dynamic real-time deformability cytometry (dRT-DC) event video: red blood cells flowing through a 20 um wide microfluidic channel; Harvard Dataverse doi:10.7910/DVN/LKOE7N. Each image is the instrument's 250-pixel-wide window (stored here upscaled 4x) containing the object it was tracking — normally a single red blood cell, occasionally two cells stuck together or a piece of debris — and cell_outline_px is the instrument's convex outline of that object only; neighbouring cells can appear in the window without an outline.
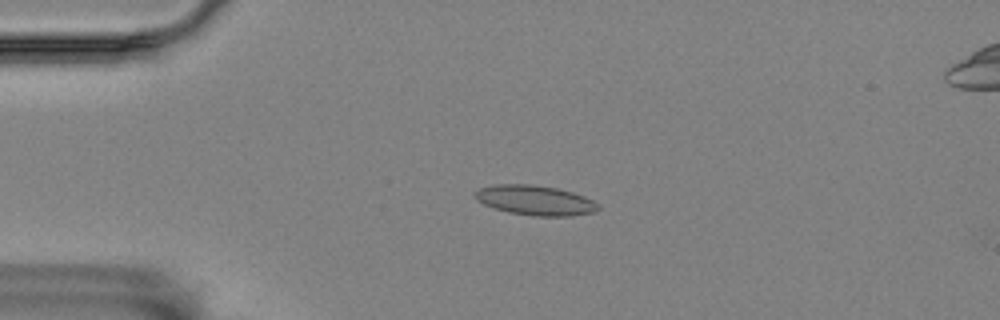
{"species": "Egyptian fruit bat (a non-hibernating species)", "species_latin": "Rousettus aegyptiacus", "temperature_condition": "room temperature", "stored_images_in_passage": 4, "camera_frame_rate_fps": 3000, "um_per_image_px": 0.085, "animal": {"sex": "female"}, "frame": {"image": 1, "passage_image": 2, "time_ms": 0.333, "image_size_px": [1000, 320], "cell_outline_px": [[600, 208], [596, 212], [572, 216], [532, 216], [508, 212], [492, 208], [476, 200], [472, 192], [480, 188], [496, 184], [532, 184], [556, 188], [572, 192], [584, 196], [592, 200]], "centroid_in_image_um": [45.45, 17.03], "position_along_channel_um": 39.5, "area_um2": 21.62}}
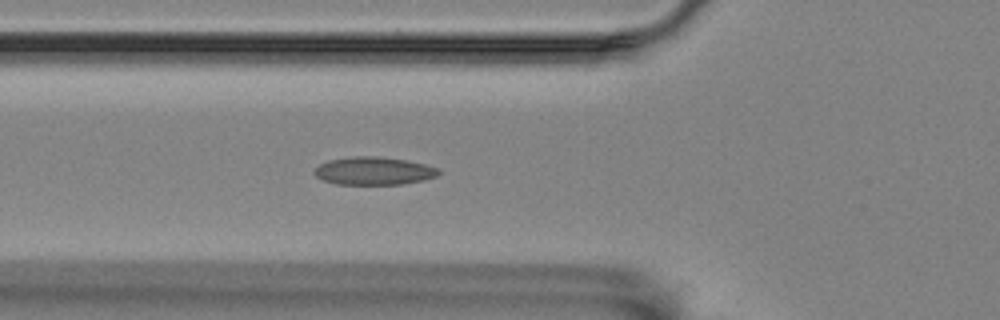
{"frame": {"image": 2, "passage_image": 4, "time_ms": 1.0, "image_size_px": [1000, 320], "cell_outline_px": [[440, 172], [436, 176], [424, 180], [400, 184], [336, 184], [324, 180], [316, 176], [312, 172], [320, 164], [328, 160], [352, 156], [376, 156], [404, 160], [424, 164], [440, 168]], "centroid_in_image_um": [31.76, 14.52], "position_along_channel_um": 94.0, "area_um2": 20.11}}